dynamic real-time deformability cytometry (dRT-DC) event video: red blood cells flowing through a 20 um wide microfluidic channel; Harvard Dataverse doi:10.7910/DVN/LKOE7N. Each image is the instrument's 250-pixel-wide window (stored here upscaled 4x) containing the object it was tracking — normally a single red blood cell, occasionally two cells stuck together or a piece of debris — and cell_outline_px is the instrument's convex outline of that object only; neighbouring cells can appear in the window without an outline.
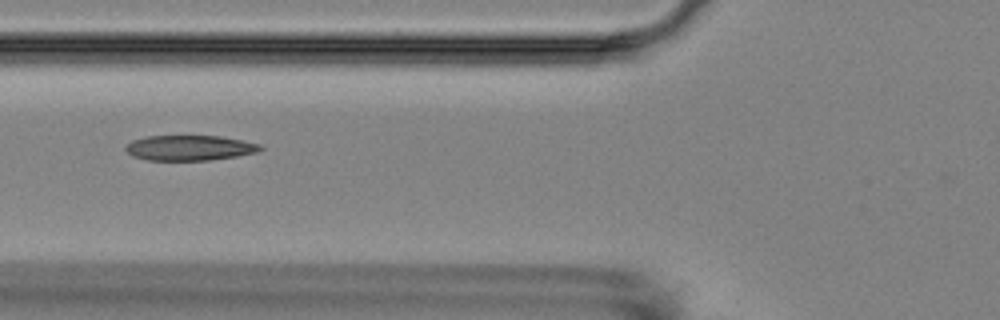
{"species": "Egyptian fruit bat (a non-hibernating species)", "species_latin": "Rousettus aegyptiacus", "temperature_condition": "room temperature", "stored_images_in_passage": 12, "camera_frame_rate_fps": 3000, "um_per_image_px": 0.085, "animal": {"sex": "female"}, "frame": {"image": 1, "passage_image": 3, "time_ms": 2.333, "image_size_px": [1000, 320], "cell_outline_px": [[264, 148], [256, 152], [236, 156], [208, 160], [148, 160], [132, 156], [124, 148], [132, 140], [148, 136], [220, 136], [260, 144]], "centroid_in_image_um": [16.1, 12.57], "position_along_channel_um": 109.7, "area_um2": 19.59}}
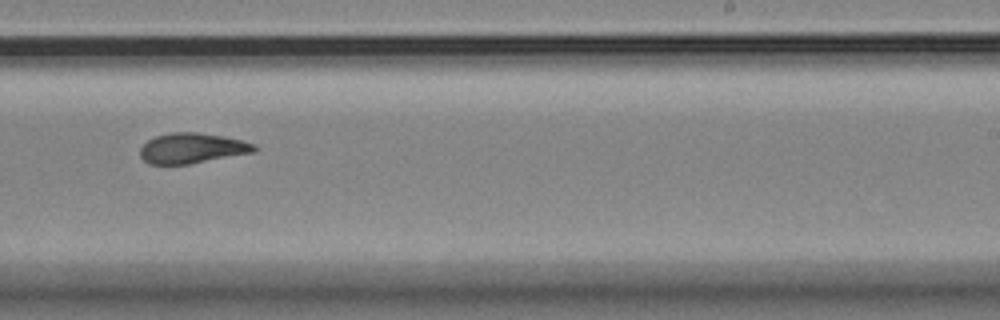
{"frame": {"image": 2, "passage_image": 7, "time_ms": 7.0, "image_size_px": [1000, 320], "cell_outline_px": [[256, 152], [188, 164], [148, 164], [140, 156], [140, 148], [148, 140], [156, 136], [172, 132], [196, 132], [224, 136], [256, 144]], "centroid_in_image_um": [16.33, 12.6], "position_along_channel_um": 272.7, "area_um2": 20.11}}
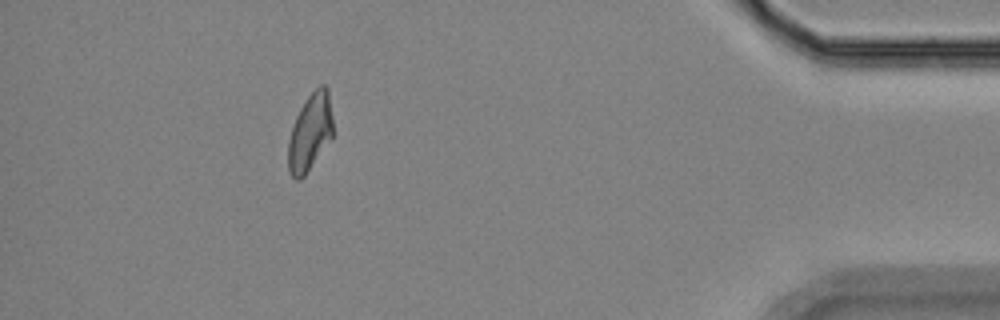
{"frame": {"image": 3, "passage_image": 11, "time_ms": 12.333, "image_size_px": [1000, 320], "cell_outline_px": [[332, 140], [304, 176], [300, 180], [296, 180], [288, 172], [288, 140], [296, 116], [300, 108], [308, 96], [320, 84], [324, 84], [328, 88], [332, 116]], "centroid_in_image_um": [26.36, 11.26], "position_along_channel_um": 408.8, "area_um2": 20.29}, "authors_computed_cell_mechanics": {"area_um2": 20.4034, "velocity_mm_per_s": 3.5063, "shape_relaxation_time_tau1_ms": 9.146, "shape_relaxation_time_tau2_ms": 3.1068, "deformation_change_tau1": 0.2071, "deformation_change_tau2": 0.0952}}